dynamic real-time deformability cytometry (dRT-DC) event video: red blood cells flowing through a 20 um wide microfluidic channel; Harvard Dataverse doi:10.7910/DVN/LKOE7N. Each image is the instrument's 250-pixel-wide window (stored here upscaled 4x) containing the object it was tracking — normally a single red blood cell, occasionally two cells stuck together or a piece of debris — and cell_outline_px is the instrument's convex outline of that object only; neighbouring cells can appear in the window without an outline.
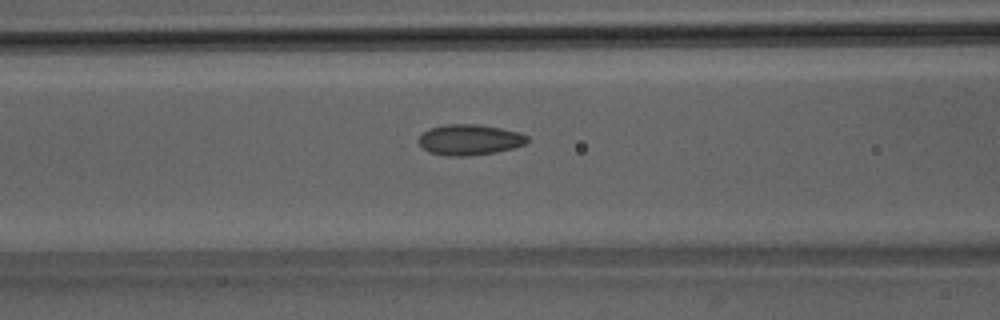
{"species": "Egyptian fruit bat (a non-hibernating species)", "species_latin": "Rousettus aegyptiacus", "temperature_condition": "room temperature", "stored_images_in_passage": 18, "camera_frame_rate_fps": 3000, "um_per_image_px": 0.085, "animal": {"sex": "male"}, "frame": {"image": 1, "passage_image": 10, "time_ms": 3.0, "image_size_px": [1000, 320], "cell_outline_px": [[528, 140], [524, 144], [512, 148], [496, 152], [468, 156], [444, 156], [428, 152], [416, 140], [428, 128], [444, 124], [476, 124], [500, 128], [520, 132], [528, 136]], "centroid_in_image_um": [39.88, 11.88], "position_along_channel_um": 126.7, "area_um2": 19.54}}